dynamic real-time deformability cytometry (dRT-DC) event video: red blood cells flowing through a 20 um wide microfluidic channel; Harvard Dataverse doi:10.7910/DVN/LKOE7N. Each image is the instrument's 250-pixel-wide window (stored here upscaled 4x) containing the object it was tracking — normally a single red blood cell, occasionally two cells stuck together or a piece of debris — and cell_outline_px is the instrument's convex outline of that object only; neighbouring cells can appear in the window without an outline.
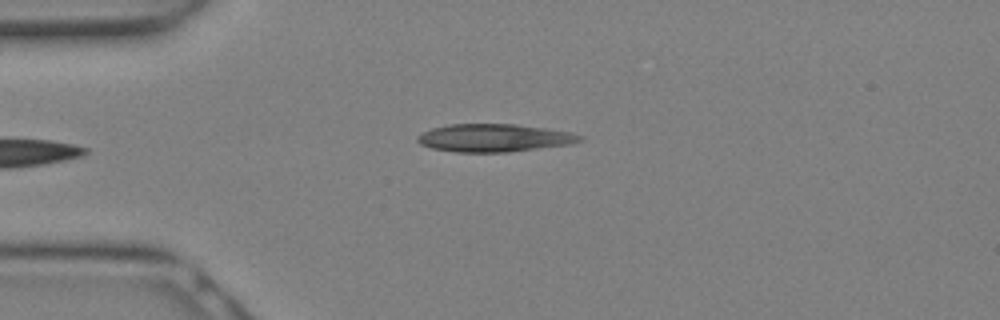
{"species": "Egyptian fruit bat (a non-hibernating species)", "species_latin": "Rousettus aegyptiacus", "temperature_condition": "warm", "stored_images_in_passage": 11, "camera_frame_rate_fps": 3000, "um_per_image_px": 0.085, "animal": {"sex": "female"}, "frame": {"image": 1, "passage_image": 1, "time_ms": 0.0, "image_size_px": [1000, 320], "cell_outline_px": [[584, 140], [572, 144], [508, 152], [456, 152], [432, 148], [420, 144], [416, 140], [416, 136], [432, 128], [448, 124], [512, 124], [544, 128], [572, 132], [584, 136]], "centroid_in_image_um": [42.02, 11.72], "position_along_channel_um": 43.0, "area_um2": 26.41}}
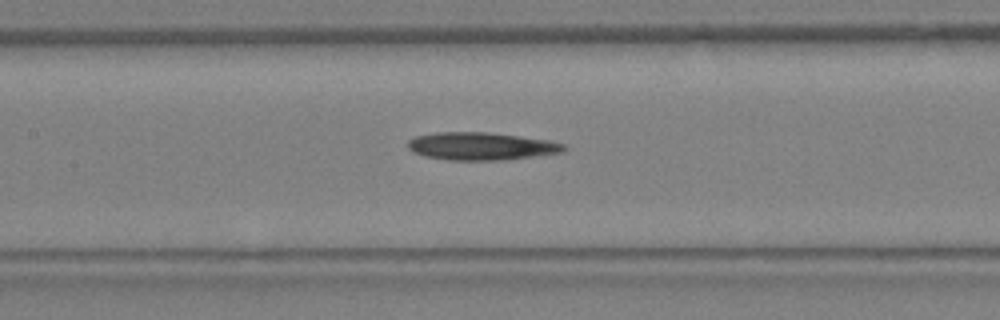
{"frame": {"image": 2, "passage_image": 7, "time_ms": 2.0, "image_size_px": [1000, 320], "cell_outline_px": [[568, 148], [564, 152], [500, 160], [448, 160], [424, 156], [412, 152], [408, 148], [408, 140], [416, 136], [436, 132], [488, 132], [552, 140], [564, 144]], "centroid_in_image_um": [40.91, 12.42], "position_along_channel_um": 166.5, "area_um2": 25.32}}
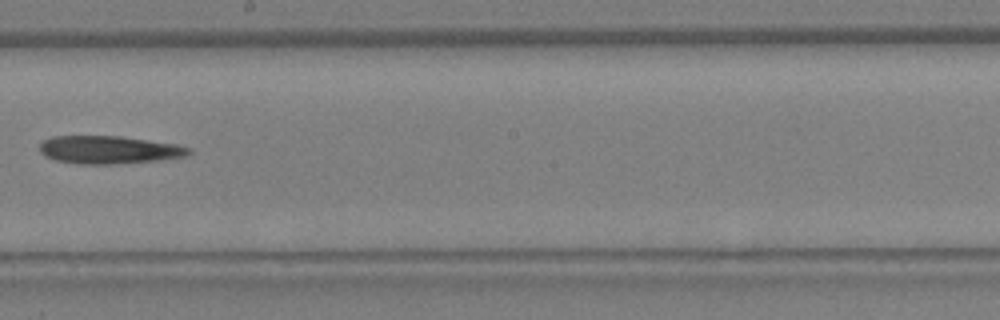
{"frame": {"image": 3, "passage_image": 10, "time_ms": 3.0, "image_size_px": [1000, 320], "cell_outline_px": [[192, 152], [184, 156], [164, 160], [112, 164], [84, 164], [56, 160], [40, 152], [40, 144], [44, 140], [52, 136], [120, 136], [176, 144], [192, 148]], "centroid_in_image_um": [9.31, 12.73], "position_along_channel_um": 238.9, "area_um2": 24.16}}